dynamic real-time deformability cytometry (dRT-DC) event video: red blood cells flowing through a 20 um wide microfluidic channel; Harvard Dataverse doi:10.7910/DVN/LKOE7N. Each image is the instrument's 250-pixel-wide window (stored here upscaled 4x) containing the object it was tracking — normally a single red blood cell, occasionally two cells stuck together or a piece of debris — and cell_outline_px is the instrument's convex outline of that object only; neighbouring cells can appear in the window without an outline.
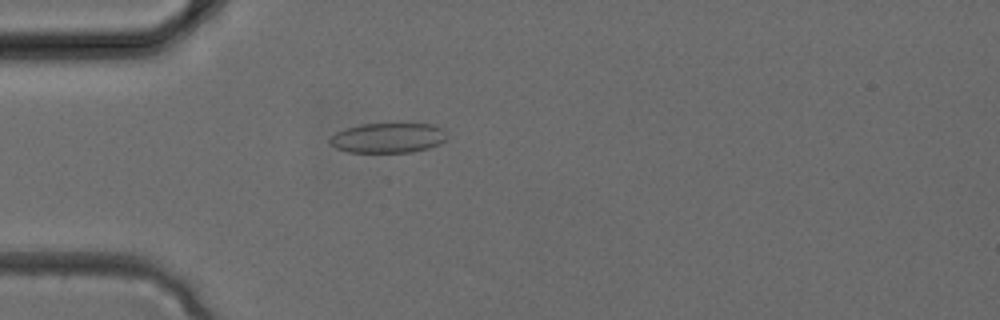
{"species": "common noctule bat (a hibernating species)", "species_latin": "Nyctalus noctula", "temperature_condition": "cold", "stored_images_in_passage": 3, "camera_frame_rate_fps": 3000, "um_per_image_px": 0.085, "animal": {"sex": "female", "body_mass_g": 24.6, "forearm_length_mm": 56.2}, "frame": {"image": 1, "passage_image": 3, "time_ms": 0.667, "image_size_px": [1000, 320], "cell_outline_px": [[448, 136], [440, 144], [428, 148], [412, 152], [348, 152], [336, 148], [328, 144], [328, 140], [336, 132], [344, 128], [360, 124], [400, 120], [436, 124], [444, 128]], "centroid_in_image_um": [33.03, 11.65], "position_along_channel_um": 52.0, "area_um2": 21.79}}